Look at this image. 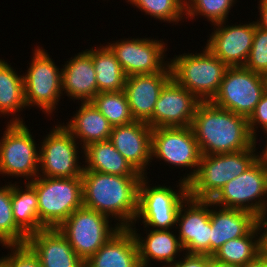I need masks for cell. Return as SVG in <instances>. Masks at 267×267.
I'll return each instance as SVG.
<instances>
[{"instance_id":"cell-21","label":"cell","mask_w":267,"mask_h":267,"mask_svg":"<svg viewBox=\"0 0 267 267\" xmlns=\"http://www.w3.org/2000/svg\"><path fill=\"white\" fill-rule=\"evenodd\" d=\"M65 63L62 64V93L78 102H91L98 93L92 48L82 50Z\"/></svg>"},{"instance_id":"cell-4","label":"cell","mask_w":267,"mask_h":267,"mask_svg":"<svg viewBox=\"0 0 267 267\" xmlns=\"http://www.w3.org/2000/svg\"><path fill=\"white\" fill-rule=\"evenodd\" d=\"M170 68L172 78L179 85L199 101L209 102L218 92L228 66L204 46L200 53L174 55Z\"/></svg>"},{"instance_id":"cell-26","label":"cell","mask_w":267,"mask_h":267,"mask_svg":"<svg viewBox=\"0 0 267 267\" xmlns=\"http://www.w3.org/2000/svg\"><path fill=\"white\" fill-rule=\"evenodd\" d=\"M84 156V157H83ZM83 171H95L124 177H144L107 141L90 143L83 148Z\"/></svg>"},{"instance_id":"cell-44","label":"cell","mask_w":267,"mask_h":267,"mask_svg":"<svg viewBox=\"0 0 267 267\" xmlns=\"http://www.w3.org/2000/svg\"><path fill=\"white\" fill-rule=\"evenodd\" d=\"M264 251L267 253V227L264 229Z\"/></svg>"},{"instance_id":"cell-15","label":"cell","mask_w":267,"mask_h":267,"mask_svg":"<svg viewBox=\"0 0 267 267\" xmlns=\"http://www.w3.org/2000/svg\"><path fill=\"white\" fill-rule=\"evenodd\" d=\"M210 200L188 197L181 205L176 222L177 236L188 254L210 256Z\"/></svg>"},{"instance_id":"cell-22","label":"cell","mask_w":267,"mask_h":267,"mask_svg":"<svg viewBox=\"0 0 267 267\" xmlns=\"http://www.w3.org/2000/svg\"><path fill=\"white\" fill-rule=\"evenodd\" d=\"M210 221L212 256L225 242L247 235L258 224V217L249 211L220 207L210 201Z\"/></svg>"},{"instance_id":"cell-18","label":"cell","mask_w":267,"mask_h":267,"mask_svg":"<svg viewBox=\"0 0 267 267\" xmlns=\"http://www.w3.org/2000/svg\"><path fill=\"white\" fill-rule=\"evenodd\" d=\"M152 128L144 121L113 126L109 141L140 174L147 176L151 159Z\"/></svg>"},{"instance_id":"cell-35","label":"cell","mask_w":267,"mask_h":267,"mask_svg":"<svg viewBox=\"0 0 267 267\" xmlns=\"http://www.w3.org/2000/svg\"><path fill=\"white\" fill-rule=\"evenodd\" d=\"M244 67L259 74L267 71V30L257 25L252 48Z\"/></svg>"},{"instance_id":"cell-37","label":"cell","mask_w":267,"mask_h":267,"mask_svg":"<svg viewBox=\"0 0 267 267\" xmlns=\"http://www.w3.org/2000/svg\"><path fill=\"white\" fill-rule=\"evenodd\" d=\"M248 120V127L251 136L257 141V130L267 134V93H264L259 103L255 106L254 111ZM258 125V126H257ZM261 129H258V128Z\"/></svg>"},{"instance_id":"cell-19","label":"cell","mask_w":267,"mask_h":267,"mask_svg":"<svg viewBox=\"0 0 267 267\" xmlns=\"http://www.w3.org/2000/svg\"><path fill=\"white\" fill-rule=\"evenodd\" d=\"M172 78L170 65L160 73L135 74L126 77L124 92L135 120L147 122L164 85Z\"/></svg>"},{"instance_id":"cell-31","label":"cell","mask_w":267,"mask_h":267,"mask_svg":"<svg viewBox=\"0 0 267 267\" xmlns=\"http://www.w3.org/2000/svg\"><path fill=\"white\" fill-rule=\"evenodd\" d=\"M100 113L113 126L129 124L132 117L126 94L123 90L116 92H99L91 101Z\"/></svg>"},{"instance_id":"cell-32","label":"cell","mask_w":267,"mask_h":267,"mask_svg":"<svg viewBox=\"0 0 267 267\" xmlns=\"http://www.w3.org/2000/svg\"><path fill=\"white\" fill-rule=\"evenodd\" d=\"M0 185V244L24 245L28 236L16 225L11 206V182Z\"/></svg>"},{"instance_id":"cell-27","label":"cell","mask_w":267,"mask_h":267,"mask_svg":"<svg viewBox=\"0 0 267 267\" xmlns=\"http://www.w3.org/2000/svg\"><path fill=\"white\" fill-rule=\"evenodd\" d=\"M13 68L7 61L0 59V117L9 118L11 115L13 118L9 123H25L22 116L18 115L27 109L24 78L23 74L19 75Z\"/></svg>"},{"instance_id":"cell-12","label":"cell","mask_w":267,"mask_h":267,"mask_svg":"<svg viewBox=\"0 0 267 267\" xmlns=\"http://www.w3.org/2000/svg\"><path fill=\"white\" fill-rule=\"evenodd\" d=\"M41 141L43 142H40L39 146L38 176L50 178L82 176L84 166L79 162V154H83L82 146L60 122Z\"/></svg>"},{"instance_id":"cell-9","label":"cell","mask_w":267,"mask_h":267,"mask_svg":"<svg viewBox=\"0 0 267 267\" xmlns=\"http://www.w3.org/2000/svg\"><path fill=\"white\" fill-rule=\"evenodd\" d=\"M267 198V157L261 155L244 173L229 181L210 200L214 205L240 209L259 217Z\"/></svg>"},{"instance_id":"cell-25","label":"cell","mask_w":267,"mask_h":267,"mask_svg":"<svg viewBox=\"0 0 267 267\" xmlns=\"http://www.w3.org/2000/svg\"><path fill=\"white\" fill-rule=\"evenodd\" d=\"M76 111L70 121L66 124L63 122L62 125L82 146V149L90 143L109 140L112 125L92 102H80L79 109Z\"/></svg>"},{"instance_id":"cell-24","label":"cell","mask_w":267,"mask_h":267,"mask_svg":"<svg viewBox=\"0 0 267 267\" xmlns=\"http://www.w3.org/2000/svg\"><path fill=\"white\" fill-rule=\"evenodd\" d=\"M84 267H141L132 230L120 228L84 262Z\"/></svg>"},{"instance_id":"cell-5","label":"cell","mask_w":267,"mask_h":267,"mask_svg":"<svg viewBox=\"0 0 267 267\" xmlns=\"http://www.w3.org/2000/svg\"><path fill=\"white\" fill-rule=\"evenodd\" d=\"M38 196L39 221L45 228H58L83 206L82 178L37 176L29 182Z\"/></svg>"},{"instance_id":"cell-39","label":"cell","mask_w":267,"mask_h":267,"mask_svg":"<svg viewBox=\"0 0 267 267\" xmlns=\"http://www.w3.org/2000/svg\"><path fill=\"white\" fill-rule=\"evenodd\" d=\"M258 3L259 6L257 8L259 10L258 12L260 13V19L256 21V25L267 30V0H259Z\"/></svg>"},{"instance_id":"cell-13","label":"cell","mask_w":267,"mask_h":267,"mask_svg":"<svg viewBox=\"0 0 267 267\" xmlns=\"http://www.w3.org/2000/svg\"><path fill=\"white\" fill-rule=\"evenodd\" d=\"M264 93L261 74L244 66L228 67L210 102L248 119Z\"/></svg>"},{"instance_id":"cell-16","label":"cell","mask_w":267,"mask_h":267,"mask_svg":"<svg viewBox=\"0 0 267 267\" xmlns=\"http://www.w3.org/2000/svg\"><path fill=\"white\" fill-rule=\"evenodd\" d=\"M228 24H213L215 28L205 46L228 67L244 66L252 48L256 21Z\"/></svg>"},{"instance_id":"cell-6","label":"cell","mask_w":267,"mask_h":267,"mask_svg":"<svg viewBox=\"0 0 267 267\" xmlns=\"http://www.w3.org/2000/svg\"><path fill=\"white\" fill-rule=\"evenodd\" d=\"M148 178L144 176L140 183L138 211L133 224L143 219L144 228L174 230L179 209L189 197L188 183L184 182L181 176L176 187L179 188L175 190L171 186L166 187L165 184H155L152 187Z\"/></svg>"},{"instance_id":"cell-23","label":"cell","mask_w":267,"mask_h":267,"mask_svg":"<svg viewBox=\"0 0 267 267\" xmlns=\"http://www.w3.org/2000/svg\"><path fill=\"white\" fill-rule=\"evenodd\" d=\"M133 234L135 235L138 252L139 261L141 267H152L151 263L154 261L161 262L164 265L162 267L174 264L177 260L176 258L180 256L184 249L177 236V230H155L148 228L143 230L146 232V236L143 237L141 233H137L138 230L135 224L129 227ZM148 231V232H147ZM175 233V234H174ZM179 254V255H178Z\"/></svg>"},{"instance_id":"cell-40","label":"cell","mask_w":267,"mask_h":267,"mask_svg":"<svg viewBox=\"0 0 267 267\" xmlns=\"http://www.w3.org/2000/svg\"><path fill=\"white\" fill-rule=\"evenodd\" d=\"M241 267H267V253L264 251L254 261L246 263Z\"/></svg>"},{"instance_id":"cell-41","label":"cell","mask_w":267,"mask_h":267,"mask_svg":"<svg viewBox=\"0 0 267 267\" xmlns=\"http://www.w3.org/2000/svg\"><path fill=\"white\" fill-rule=\"evenodd\" d=\"M208 267H239V266L232 265L229 263L220 262V261L216 260L215 258H213L212 256H209Z\"/></svg>"},{"instance_id":"cell-3","label":"cell","mask_w":267,"mask_h":267,"mask_svg":"<svg viewBox=\"0 0 267 267\" xmlns=\"http://www.w3.org/2000/svg\"><path fill=\"white\" fill-rule=\"evenodd\" d=\"M257 142L249 149L202 155L195 176L188 182L189 197L211 200L229 181L244 173L260 156Z\"/></svg>"},{"instance_id":"cell-17","label":"cell","mask_w":267,"mask_h":267,"mask_svg":"<svg viewBox=\"0 0 267 267\" xmlns=\"http://www.w3.org/2000/svg\"><path fill=\"white\" fill-rule=\"evenodd\" d=\"M200 102L191 92L171 78L162 88L153 116L146 123L152 129L191 126Z\"/></svg>"},{"instance_id":"cell-30","label":"cell","mask_w":267,"mask_h":267,"mask_svg":"<svg viewBox=\"0 0 267 267\" xmlns=\"http://www.w3.org/2000/svg\"><path fill=\"white\" fill-rule=\"evenodd\" d=\"M98 46L92 47V61L96 72L98 93L124 90L127 76L114 53L107 45Z\"/></svg>"},{"instance_id":"cell-11","label":"cell","mask_w":267,"mask_h":267,"mask_svg":"<svg viewBox=\"0 0 267 267\" xmlns=\"http://www.w3.org/2000/svg\"><path fill=\"white\" fill-rule=\"evenodd\" d=\"M111 222L108 216L82 206L75 210L58 230L85 262L120 229L117 224Z\"/></svg>"},{"instance_id":"cell-34","label":"cell","mask_w":267,"mask_h":267,"mask_svg":"<svg viewBox=\"0 0 267 267\" xmlns=\"http://www.w3.org/2000/svg\"><path fill=\"white\" fill-rule=\"evenodd\" d=\"M237 0H185L186 20H194L196 16H203L210 24L227 21L231 8Z\"/></svg>"},{"instance_id":"cell-14","label":"cell","mask_w":267,"mask_h":267,"mask_svg":"<svg viewBox=\"0 0 267 267\" xmlns=\"http://www.w3.org/2000/svg\"><path fill=\"white\" fill-rule=\"evenodd\" d=\"M114 53L126 76L163 72L170 61H165L167 47L163 39L124 38L106 44Z\"/></svg>"},{"instance_id":"cell-38","label":"cell","mask_w":267,"mask_h":267,"mask_svg":"<svg viewBox=\"0 0 267 267\" xmlns=\"http://www.w3.org/2000/svg\"><path fill=\"white\" fill-rule=\"evenodd\" d=\"M182 256L174 264L166 267H208L209 265V255L188 254L184 252Z\"/></svg>"},{"instance_id":"cell-45","label":"cell","mask_w":267,"mask_h":267,"mask_svg":"<svg viewBox=\"0 0 267 267\" xmlns=\"http://www.w3.org/2000/svg\"><path fill=\"white\" fill-rule=\"evenodd\" d=\"M265 135H266L265 138L267 139V134ZM265 142H266V145H265V148L262 150L261 155L267 157V140Z\"/></svg>"},{"instance_id":"cell-20","label":"cell","mask_w":267,"mask_h":267,"mask_svg":"<svg viewBox=\"0 0 267 267\" xmlns=\"http://www.w3.org/2000/svg\"><path fill=\"white\" fill-rule=\"evenodd\" d=\"M25 244L38 257L41 267H84V261L58 228L32 233Z\"/></svg>"},{"instance_id":"cell-43","label":"cell","mask_w":267,"mask_h":267,"mask_svg":"<svg viewBox=\"0 0 267 267\" xmlns=\"http://www.w3.org/2000/svg\"><path fill=\"white\" fill-rule=\"evenodd\" d=\"M261 77L263 80L264 92L267 93V71L263 72Z\"/></svg>"},{"instance_id":"cell-2","label":"cell","mask_w":267,"mask_h":267,"mask_svg":"<svg viewBox=\"0 0 267 267\" xmlns=\"http://www.w3.org/2000/svg\"><path fill=\"white\" fill-rule=\"evenodd\" d=\"M191 127L202 155L238 152L256 142L247 118L210 101L198 104Z\"/></svg>"},{"instance_id":"cell-33","label":"cell","mask_w":267,"mask_h":267,"mask_svg":"<svg viewBox=\"0 0 267 267\" xmlns=\"http://www.w3.org/2000/svg\"><path fill=\"white\" fill-rule=\"evenodd\" d=\"M126 2L160 22L174 25L186 18L185 0H127Z\"/></svg>"},{"instance_id":"cell-7","label":"cell","mask_w":267,"mask_h":267,"mask_svg":"<svg viewBox=\"0 0 267 267\" xmlns=\"http://www.w3.org/2000/svg\"><path fill=\"white\" fill-rule=\"evenodd\" d=\"M31 62L24 78L25 101L27 108L35 106L46 116L56 110L62 93V68H59L47 50L41 46L33 49Z\"/></svg>"},{"instance_id":"cell-10","label":"cell","mask_w":267,"mask_h":267,"mask_svg":"<svg viewBox=\"0 0 267 267\" xmlns=\"http://www.w3.org/2000/svg\"><path fill=\"white\" fill-rule=\"evenodd\" d=\"M151 147V161L159 159L169 166L191 169L183 175L184 182L188 183L195 176L202 154L191 126L153 128Z\"/></svg>"},{"instance_id":"cell-42","label":"cell","mask_w":267,"mask_h":267,"mask_svg":"<svg viewBox=\"0 0 267 267\" xmlns=\"http://www.w3.org/2000/svg\"><path fill=\"white\" fill-rule=\"evenodd\" d=\"M258 223L263 229H265L267 227V201H266V204H265V207H264L262 213L258 217Z\"/></svg>"},{"instance_id":"cell-8","label":"cell","mask_w":267,"mask_h":267,"mask_svg":"<svg viewBox=\"0 0 267 267\" xmlns=\"http://www.w3.org/2000/svg\"><path fill=\"white\" fill-rule=\"evenodd\" d=\"M7 123L0 139V175L30 182L38 176L39 143L25 123Z\"/></svg>"},{"instance_id":"cell-1","label":"cell","mask_w":267,"mask_h":267,"mask_svg":"<svg viewBox=\"0 0 267 267\" xmlns=\"http://www.w3.org/2000/svg\"><path fill=\"white\" fill-rule=\"evenodd\" d=\"M81 178L84 207L108 216L120 228H129L134 223L143 177L83 171Z\"/></svg>"},{"instance_id":"cell-28","label":"cell","mask_w":267,"mask_h":267,"mask_svg":"<svg viewBox=\"0 0 267 267\" xmlns=\"http://www.w3.org/2000/svg\"><path fill=\"white\" fill-rule=\"evenodd\" d=\"M264 229L259 223L245 236L225 242L212 257L224 263L243 266L264 252Z\"/></svg>"},{"instance_id":"cell-29","label":"cell","mask_w":267,"mask_h":267,"mask_svg":"<svg viewBox=\"0 0 267 267\" xmlns=\"http://www.w3.org/2000/svg\"><path fill=\"white\" fill-rule=\"evenodd\" d=\"M14 183H11V206L14 221L29 236L45 228L39 221L38 196L28 181L24 180L23 187L17 182Z\"/></svg>"},{"instance_id":"cell-36","label":"cell","mask_w":267,"mask_h":267,"mask_svg":"<svg viewBox=\"0 0 267 267\" xmlns=\"http://www.w3.org/2000/svg\"><path fill=\"white\" fill-rule=\"evenodd\" d=\"M10 250L0 258V267H41L38 257L26 245H5Z\"/></svg>"}]
</instances>
